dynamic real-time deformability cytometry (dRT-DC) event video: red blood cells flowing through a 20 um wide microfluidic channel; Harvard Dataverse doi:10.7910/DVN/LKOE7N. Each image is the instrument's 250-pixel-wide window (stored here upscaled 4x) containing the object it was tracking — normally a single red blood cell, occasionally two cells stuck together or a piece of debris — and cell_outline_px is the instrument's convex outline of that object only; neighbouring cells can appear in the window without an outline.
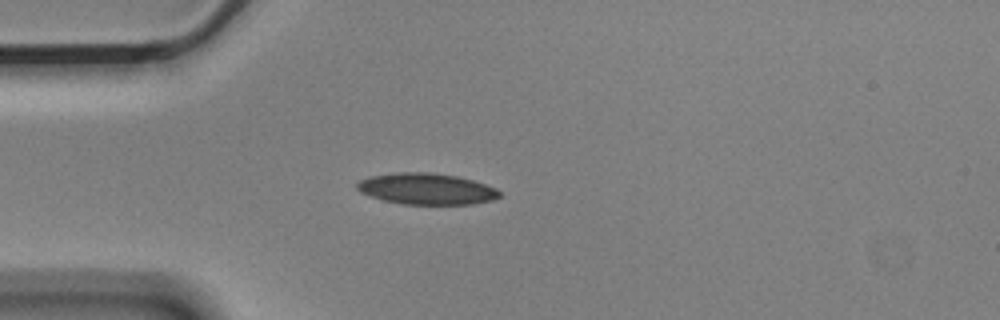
{"species": "Egyptian fruit bat (a non-hibernating species)", "species_latin": "Rousettus aegyptiacus", "temperature_condition": "cold", "stored_images_in_passage": 4, "camera_frame_rate_fps": 3000, "um_per_image_px": 0.085, "animal": {"sex": "male"}, "frame": {"image": 1, "passage_image": 4, "time_ms": 1.0, "image_size_px": [1000, 320], "cell_outline_px": [[500, 196], [492, 200], [472, 204], [404, 204], [384, 200], [360, 192], [356, 188], [356, 184], [360, 180], [372, 176], [396, 172], [428, 172], [456, 176], [472, 180], [496, 188], [500, 192]], "centroid_in_image_um": [36.25, 16.05], "position_along_channel_um": 48.8, "area_um2": 25.72}}